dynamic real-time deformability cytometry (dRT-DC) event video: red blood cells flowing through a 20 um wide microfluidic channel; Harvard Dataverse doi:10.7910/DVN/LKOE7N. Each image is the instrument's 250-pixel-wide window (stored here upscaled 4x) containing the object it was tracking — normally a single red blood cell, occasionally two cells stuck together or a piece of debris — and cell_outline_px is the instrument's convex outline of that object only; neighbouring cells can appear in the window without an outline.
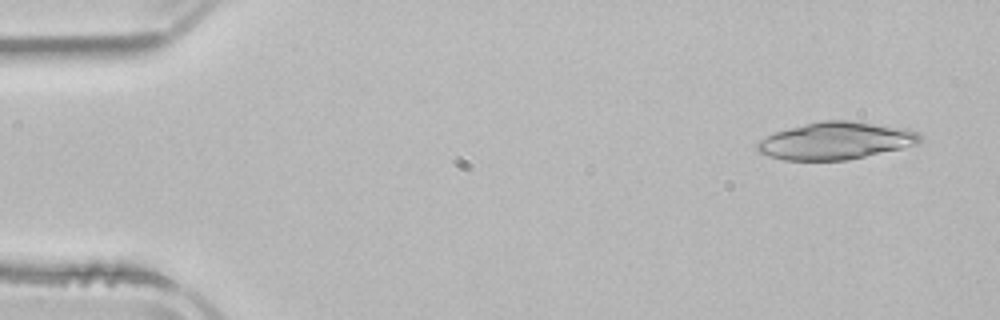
{"species": "common noctule bat (a hibernating species)", "species_latin": "Nyctalus noctula", "temperature_condition": "room temperature", "stored_images_in_passage": 3, "camera_frame_rate_fps": 3000, "um_per_image_px": 0.085, "animal": {"sex": "male", "body_mass_g": 21.5, "forearm_length_mm": 52.0}, "frame": {"image": 1, "passage_image": 1, "time_ms": 0.0, "image_size_px": [1000, 320], "cell_outline_px": [[924, 140], [920, 144], [848, 160], [784, 160], [768, 156], [756, 152], [756, 140], [776, 132], [820, 120], [848, 120], [908, 128], [916, 132]], "centroid_in_image_um": [71.04, 11.97], "position_along_channel_um": 14.0, "area_um2": 35.66}}